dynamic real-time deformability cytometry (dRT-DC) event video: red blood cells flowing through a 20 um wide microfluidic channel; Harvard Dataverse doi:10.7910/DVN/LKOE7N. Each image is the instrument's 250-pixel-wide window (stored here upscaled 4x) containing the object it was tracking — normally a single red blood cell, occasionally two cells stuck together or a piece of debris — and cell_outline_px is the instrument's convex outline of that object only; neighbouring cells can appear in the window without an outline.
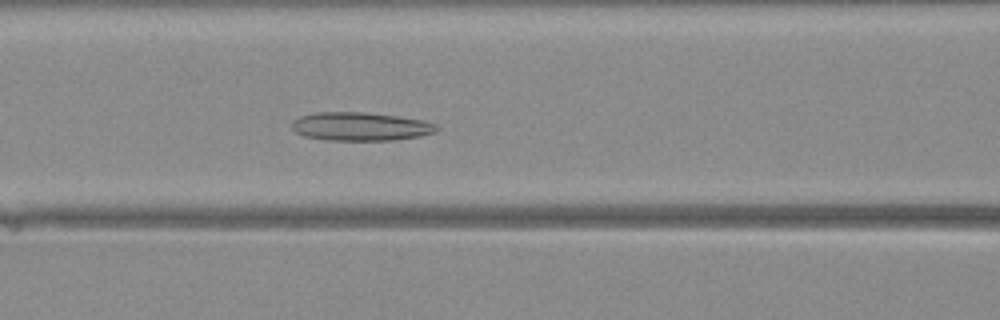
{"species": "Egyptian fruit bat (a non-hibernating species)", "species_latin": "Rousettus aegyptiacus", "temperature_condition": "warm", "stored_images_in_passage": 26, "camera_frame_rate_fps": 3000, "um_per_image_px": 0.085, "animal": {"sex": "female"}, "frame": {"image": 1, "passage_image": 9, "time_ms": 2.667, "image_size_px": [1000, 320], "cell_outline_px": [[440, 128], [436, 132], [420, 136], [392, 140], [328, 140], [304, 136], [296, 132], [292, 128], [292, 120], [300, 116], [316, 112], [364, 112], [396, 116], [420, 120], [436, 124]], "centroid_in_image_um": [30.62, 10.75], "position_along_channel_um": 136.0, "area_um2": 23.93}}
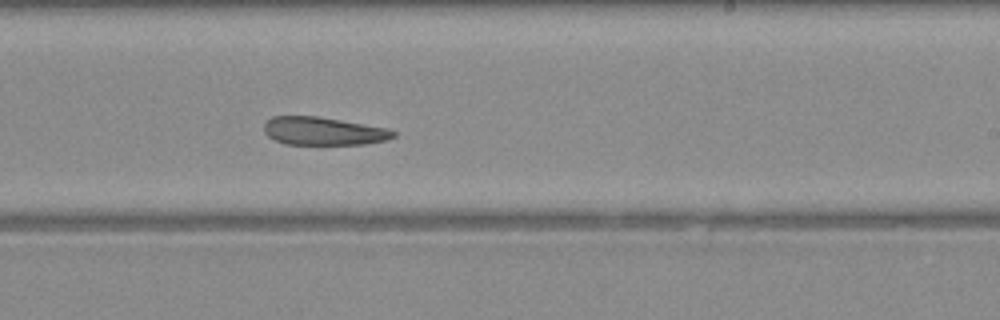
{"frame": {"image": 2, "passage_image": 17, "time_ms": 5.333, "image_size_px": [1000, 320], "cell_outline_px": [[396, 136], [388, 140], [364, 144], [288, 144], [276, 140], [268, 136], [264, 132], [264, 124], [272, 116], [316, 116], [388, 128], [396, 132]], "centroid_in_image_um": [27.51, 11.14], "position_along_channel_um": 261.5, "area_um2": 21.04}}
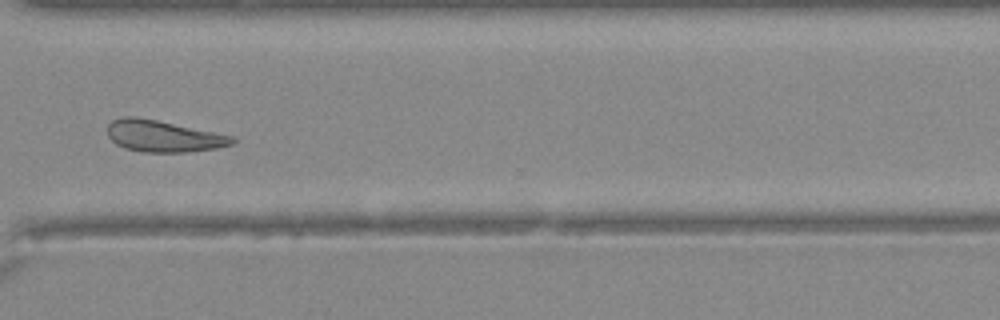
{"frame": {"image": 3, "passage_image": 23, "time_ms": 7.333, "image_size_px": [1000, 320], "cell_outline_px": [[236, 140], [232, 144], [216, 148], [188, 152], [140, 152], [124, 148], [116, 144], [108, 136], [108, 124], [112, 120], [124, 116], [136, 116], [156, 120], [232, 136]], "centroid_in_image_um": [13.83, 11.58], "position_along_channel_um": 356.8, "area_um2": 22.77}}